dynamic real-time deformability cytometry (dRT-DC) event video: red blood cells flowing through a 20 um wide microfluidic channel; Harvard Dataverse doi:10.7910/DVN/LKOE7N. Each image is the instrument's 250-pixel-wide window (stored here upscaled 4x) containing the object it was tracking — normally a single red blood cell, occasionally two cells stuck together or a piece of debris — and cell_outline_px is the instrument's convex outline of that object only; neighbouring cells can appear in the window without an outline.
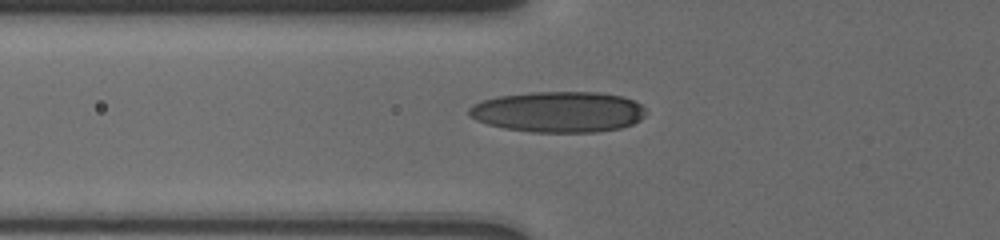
{"species": "human", "species_latin": "Homo sapiens", "temperature_condition": "cold", "stored_images_in_passage": 9, "camera_frame_rate_fps": 3000, "um_per_image_px": 0.085, "donor": {"sex": "male"}, "frame": {"image": 1, "passage_image": 2, "time_ms": 0.333, "image_size_px": [1000, 240], "cell_outline_px": [[648, 112], [640, 120], [632, 124], [620, 128], [596, 132], [532, 132], [504, 128], [488, 124], [476, 120], [468, 116], [468, 108], [484, 100], [496, 96], [532, 92], [600, 92], [620, 96], [632, 100], [640, 104]], "centroid_in_image_um": [47.47, 9.51], "position_along_channel_um": 78.3, "area_um2": 42.14}}
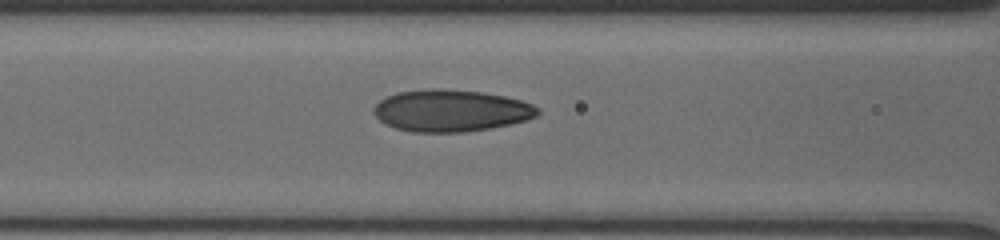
{"frame": {"image": 2, "passage_image": 5, "time_ms": 1.667, "image_size_px": [1000, 240], "cell_outline_px": [[540, 112], [536, 116], [524, 120], [508, 124], [488, 128], [464, 132], [412, 132], [396, 128], [384, 124], [372, 112], [372, 108], [380, 100], [388, 96], [400, 92], [424, 88], [440, 88], [484, 92], [504, 96], [520, 100], [532, 104], [540, 108]], "centroid_in_image_um": [38.3, 9.39], "position_along_channel_um": 128.3, "area_um2": 40.06}}
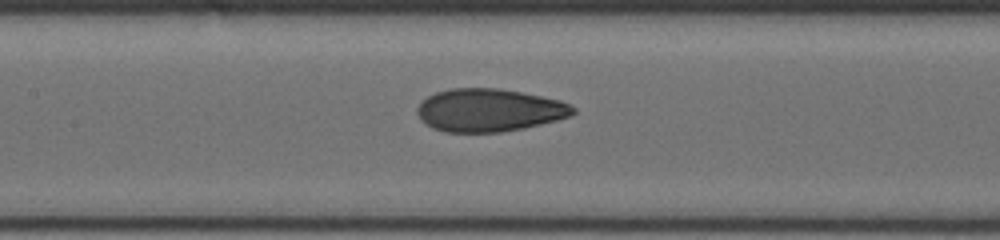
{"frame": {"image": 3, "passage_image": 8, "time_ms": 2.667, "image_size_px": [1000, 240], "cell_outline_px": [[576, 112], [568, 116], [556, 120], [524, 128], [500, 132], [444, 132], [432, 128], [420, 120], [416, 112], [416, 108], [428, 96], [436, 92], [448, 88], [500, 88], [560, 100], [576, 108]], "centroid_in_image_um": [41.54, 9.36], "position_along_channel_um": 165.9, "area_um2": 38.9}}